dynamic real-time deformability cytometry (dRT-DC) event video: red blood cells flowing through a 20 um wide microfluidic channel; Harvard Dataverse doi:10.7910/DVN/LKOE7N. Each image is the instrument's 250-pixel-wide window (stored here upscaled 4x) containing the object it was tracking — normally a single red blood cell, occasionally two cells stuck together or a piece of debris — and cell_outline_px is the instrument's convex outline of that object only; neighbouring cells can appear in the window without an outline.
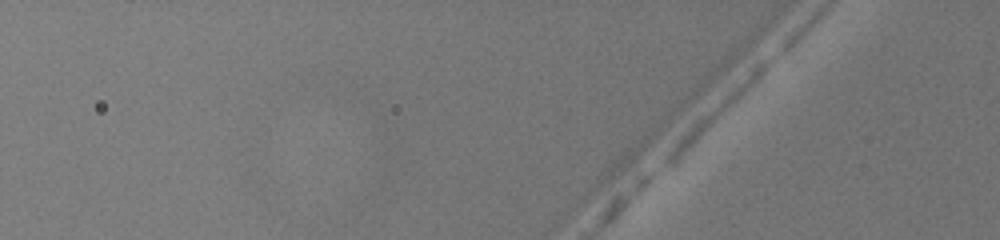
{"species": "common noctule bat (a hibernating species)", "species_latin": "Nyctalus noctula", "temperature_condition": "warm", "stored_images_in_passage": 2, "camera_frame_rate_fps": 3000, "um_per_image_px": 0.085, "animal": {"sex": "female", "body_mass_g": 19.5, "forearm_length_mm": 54.1}, "frame": {"image": 1, "passage_image": 2, "time_ms": 0.333, "image_size_px": [1000, 240], "cell_outline_px": [[772, 60], [716, 116], [668, 160], [664, 160], [664, 156], [676, 136], [680, 132], [756, 60], [768, 56], [772, 56]], "centroid_in_image_um": [60.92, 9.02], "position_along_channel_um": 64.9, "area_um2": 12.2}}